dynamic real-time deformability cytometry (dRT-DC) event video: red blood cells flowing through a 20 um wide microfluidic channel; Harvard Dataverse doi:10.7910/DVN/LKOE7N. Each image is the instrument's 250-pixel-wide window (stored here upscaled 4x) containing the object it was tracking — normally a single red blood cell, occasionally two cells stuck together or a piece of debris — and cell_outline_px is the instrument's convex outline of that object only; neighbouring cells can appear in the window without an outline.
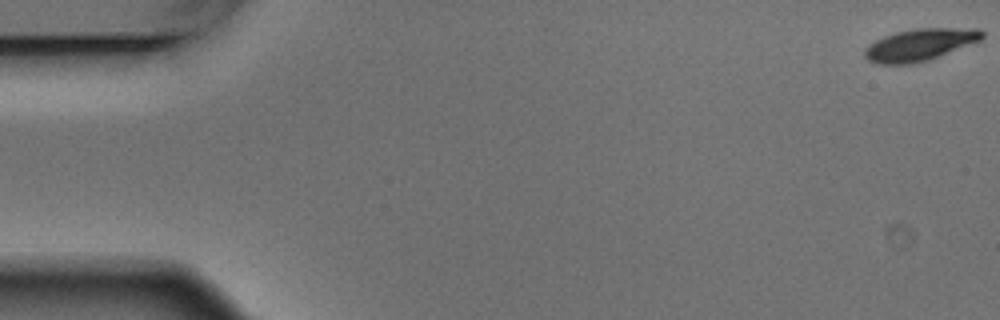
{"species": "Egyptian fruit bat (a non-hibernating species)", "species_latin": "Rousettus aegyptiacus", "temperature_condition": "warm", "stored_images_in_passage": 5, "camera_frame_rate_fps": 3000, "um_per_image_px": 0.085, "animal": {"sex": "male"}, "frame": {"image": 1, "passage_image": 1, "time_ms": 0.0, "image_size_px": [1000, 320], "cell_outline_px": [[984, 36], [980, 40], [928, 60], [916, 64], [880, 64], [868, 60], [864, 56], [864, 52], [876, 40], [884, 36], [896, 32], [916, 28], [980, 28], [984, 32]], "centroid_in_image_um": [78.21, 3.8], "position_along_channel_um": 6.8, "area_um2": 21.68}}
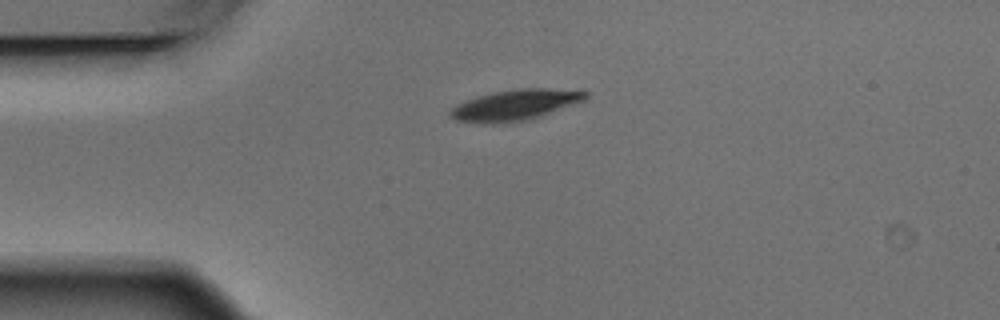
{"frame": {"image": 2, "passage_image": 4, "time_ms": 1.0, "image_size_px": [1000, 320], "cell_outline_px": [[588, 96], [584, 100], [524, 120], [488, 124], [456, 120], [448, 116], [448, 112], [456, 104], [476, 96], [492, 92], [520, 88], [544, 88], [588, 92]], "centroid_in_image_um": [43.68, 8.91], "position_along_channel_um": 41.3, "area_um2": 23.64}}